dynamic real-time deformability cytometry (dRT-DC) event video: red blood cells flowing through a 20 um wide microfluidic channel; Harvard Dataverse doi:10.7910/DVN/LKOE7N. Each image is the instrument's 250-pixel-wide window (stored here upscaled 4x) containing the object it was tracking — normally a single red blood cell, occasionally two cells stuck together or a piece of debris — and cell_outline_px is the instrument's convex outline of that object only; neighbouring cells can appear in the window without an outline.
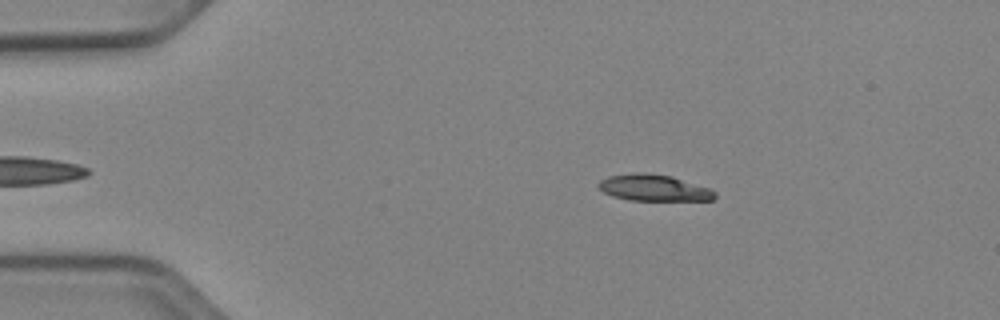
{"species": "Egyptian fruit bat (a non-hibernating species)", "species_latin": "Rousettus aegyptiacus", "temperature_condition": "cold", "stored_images_in_passage": 39, "camera_frame_rate_fps": 3000, "um_per_image_px": 0.085, "animal": {"sex": "female"}, "frame": {"image": 1, "passage_image": 4, "time_ms": 1.0, "image_size_px": [1000, 320], "cell_outline_px": [[716, 196], [712, 200], [628, 200], [612, 196], [604, 192], [596, 184], [600, 180], [608, 176], [636, 172], [644, 172], [672, 176], [708, 188], [716, 192]], "centroid_in_image_um": [55.54, 15.96], "position_along_channel_um": 29.5, "area_um2": 17.86}}
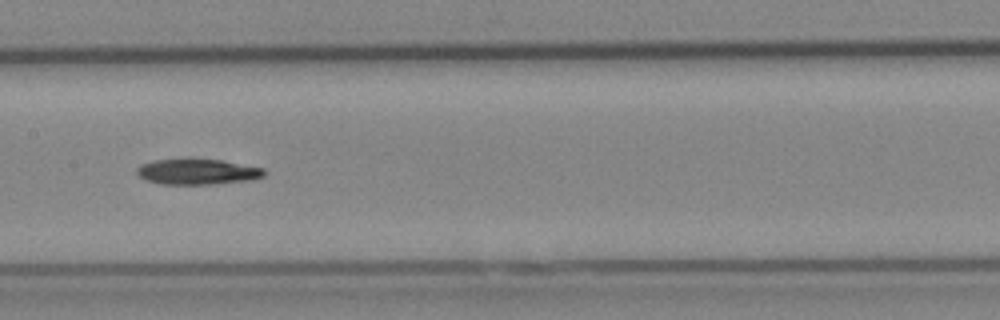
{"frame": {"image": 2, "passage_image": 21, "time_ms": 6.667, "image_size_px": [1000, 320], "cell_outline_px": [[264, 176], [252, 180], [212, 184], [160, 184], [148, 180], [140, 176], [136, 172], [136, 168], [144, 164], [156, 160], [220, 160], [264, 168]], "centroid_in_image_um": [16.82, 14.62], "position_along_channel_um": 190.6, "area_um2": 18.5}}
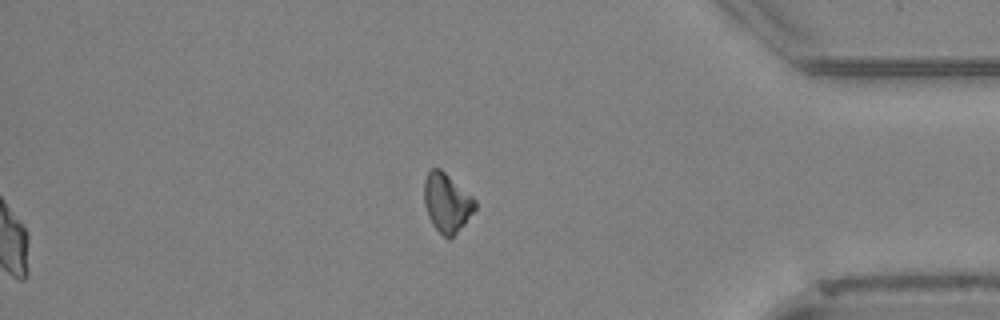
{"frame": {"image": 3, "passage_image": 39, "time_ms": 12.667, "image_size_px": [1000, 320], "cell_outline_px": [[476, 208], [464, 224], [448, 240], [432, 224], [428, 216], [424, 204], [424, 180], [428, 172], [432, 168], [440, 168], [472, 196], [476, 200]], "centroid_in_image_um": [37.97, 17.22], "position_along_channel_um": 397.2, "area_um2": 17.28}, "authors_computed_cell_mechanics": {"area_um2": 18.7272, "velocity_mm_per_s": 3.9161, "shape_relaxation_time_tau1_ms": 7.5154, "shape_relaxation_time_tau2_ms": null, "deformation_change_tau1": 0.1258, "deformation_change_tau2": null}}